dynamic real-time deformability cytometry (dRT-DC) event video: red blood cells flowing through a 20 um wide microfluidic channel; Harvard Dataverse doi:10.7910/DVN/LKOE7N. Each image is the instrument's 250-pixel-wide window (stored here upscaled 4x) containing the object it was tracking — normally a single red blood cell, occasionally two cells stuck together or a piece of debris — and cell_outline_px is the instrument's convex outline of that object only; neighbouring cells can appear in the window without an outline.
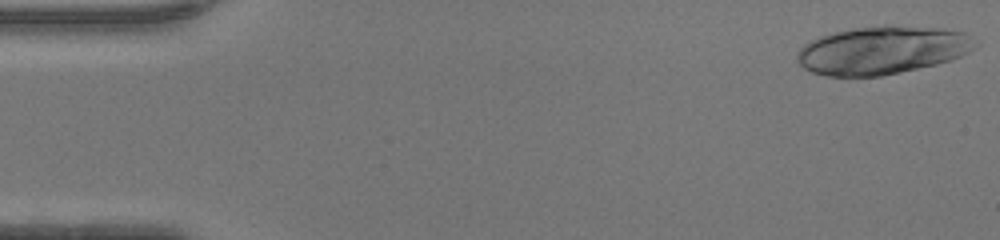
{"species": "human", "species_latin": "Homo sapiens", "temperature_condition": "warm", "stored_images_in_passage": 46, "camera_frame_rate_fps": 3000, "um_per_image_px": 0.085, "donor": {"sex": "female"}, "frame": {"image": 1, "passage_image": 1, "time_ms": 0.0, "image_size_px": [1000, 240], "cell_outline_px": [[980, 44], [968, 52], [952, 60], [936, 64], [880, 76], [828, 76], [812, 72], [804, 68], [796, 60], [796, 52], [804, 44], [820, 36], [852, 28], [884, 24], [888, 24], [944, 28], [964, 32]], "centroid_in_image_um": [75.0, 4.24], "position_along_channel_um": 10.0, "area_um2": 50.23}}
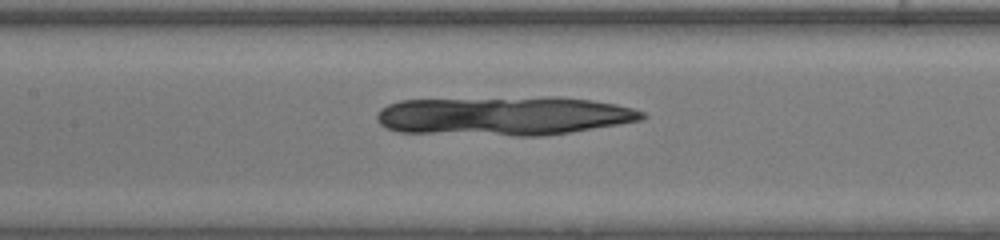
{"frame": {"image": 2, "passage_image": 21, "time_ms": 6.667, "image_size_px": [1000, 240], "cell_outline_px": [[648, 116], [640, 120], [620, 124], [544, 136], [512, 136], [400, 132], [384, 128], [376, 120], [376, 112], [380, 108], [388, 104], [400, 100], [548, 96], [552, 96], [592, 100], [616, 104], [632, 108], [644, 112]], "centroid_in_image_um": [42.8, 9.84], "position_along_channel_um": 164.6, "area_um2": 61.09}}
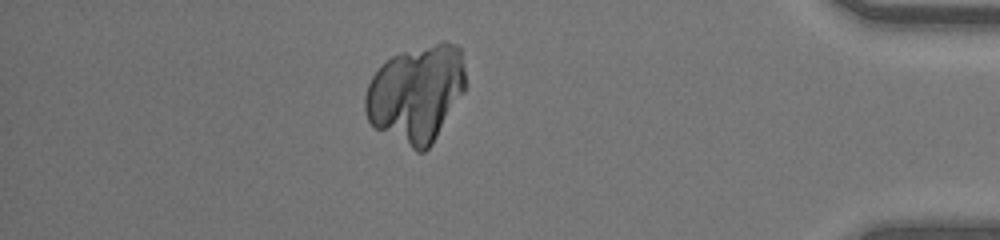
{"frame": {"image": 3, "passage_image": 40, "time_ms": 13.0, "image_size_px": [1000, 240], "cell_outline_px": [[468, 84], [464, 92], [432, 144], [424, 152], [416, 152], [376, 128], [368, 120], [364, 112], [364, 96], [368, 84], [372, 76], [380, 64], [392, 56], [400, 52], [444, 40], [456, 44], [460, 48], [464, 64]], "centroid_in_image_um": [35.39, 7.93], "position_along_channel_um": 399.8, "area_um2": 57.51}}